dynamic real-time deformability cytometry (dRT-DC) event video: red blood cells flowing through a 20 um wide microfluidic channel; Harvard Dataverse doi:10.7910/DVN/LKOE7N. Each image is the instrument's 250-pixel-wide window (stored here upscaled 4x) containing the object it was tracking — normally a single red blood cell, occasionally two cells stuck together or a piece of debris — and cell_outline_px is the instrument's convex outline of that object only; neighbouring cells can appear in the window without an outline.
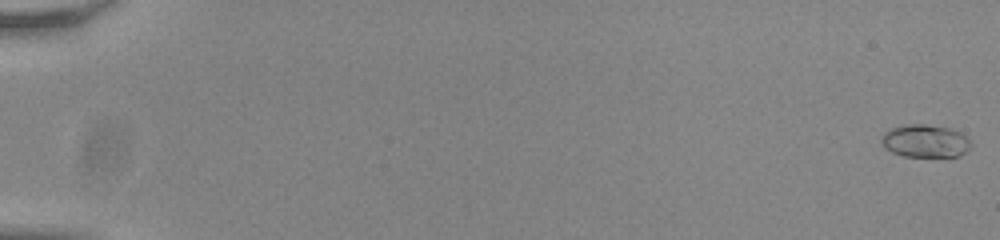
{"species": "common noctule bat (a hibernating species)", "species_latin": "Nyctalus noctula", "temperature_condition": "room temperature", "stored_images_in_passage": 56, "camera_frame_rate_fps": 3000, "um_per_image_px": 0.085, "animal": {"sex": "male", "body_mass_g": 20.0, "forearm_length_mm": 53.3}, "frame": {"image": 1, "passage_image": 1, "time_ms": 0.0, "image_size_px": [1000, 240], "cell_outline_px": [[972, 144], [960, 156], [904, 156], [892, 152], [884, 148], [880, 140], [884, 132], [892, 128], [904, 124], [924, 124], [948, 128], [960, 132]], "centroid_in_image_um": [78.59, 11.98], "position_along_channel_um": 6.4, "area_um2": 16.94}}
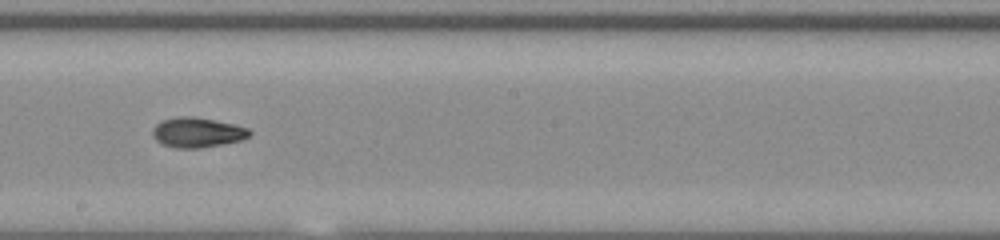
{"frame": {"image": 2, "passage_image": 34, "time_ms": 11.0, "image_size_px": [1000, 240], "cell_outline_px": [[252, 132], [248, 136], [240, 140], [200, 148], [172, 148], [160, 144], [152, 136], [152, 128], [160, 120], [176, 116], [192, 116], [232, 124], [248, 128]], "centroid_in_image_um": [16.68, 11.26], "position_along_channel_um": 231.5, "area_um2": 16.94}}
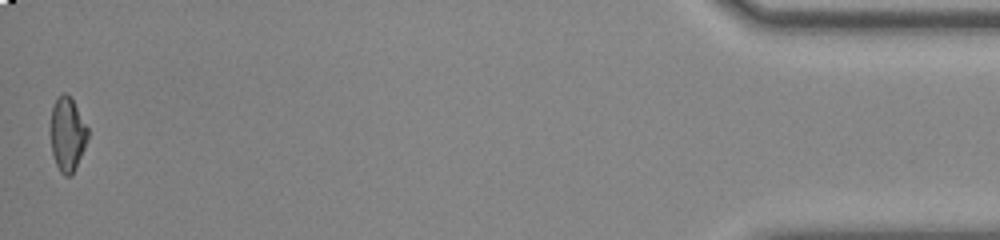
{"frame": {"image": 3, "passage_image": 56, "time_ms": 18.333, "image_size_px": [1000, 240], "cell_outline_px": [[88, 136], [84, 148], [72, 176], [64, 176], [60, 172], [56, 164], [52, 152], [52, 108], [56, 100], [64, 92], [72, 100], [88, 128]], "centroid_in_image_um": [5.74, 11.46], "position_along_channel_um": 429.5, "area_um2": 15.49}, "authors_computed_cell_mechanics": {"area_um2": 16.5597, "velocity_mm_per_s": 3.8149, "shape_relaxation_time_tau1_ms": 4.2357, "shape_relaxation_time_tau2_ms": 2.5086, "deformation_change_tau1": 0.1581, "deformation_change_tau2": 0.0592}}